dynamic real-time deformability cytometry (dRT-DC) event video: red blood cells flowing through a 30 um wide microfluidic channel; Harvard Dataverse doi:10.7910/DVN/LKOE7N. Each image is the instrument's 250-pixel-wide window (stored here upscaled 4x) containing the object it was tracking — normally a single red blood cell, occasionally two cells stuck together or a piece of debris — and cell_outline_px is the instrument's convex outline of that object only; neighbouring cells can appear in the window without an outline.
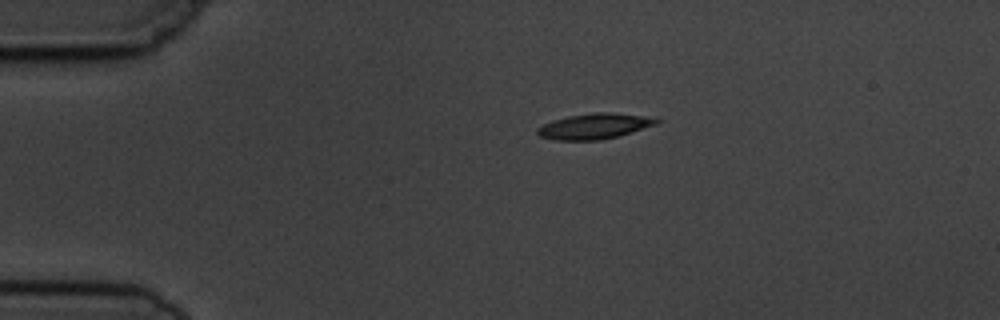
{"species": "common noctule bat (a hibernating species)", "species_latin": "Nyctalus noctula", "temperature_condition": "cold", "stored_images_in_passage": 3, "camera_frame_rate_fps": 3000, "um_per_image_px": 0.085, "animal": {"sex": "male", "body_mass_g": 19.5, "forearm_length_mm": 54.6}, "frame": {"image": 1, "passage_image": 1, "time_ms": 0.0, "image_size_px": [1000, 320], "cell_outline_px": [[660, 120], [656, 124], [620, 136], [600, 140], [556, 140], [540, 136], [536, 132], [536, 128], [552, 120], [568, 116], [592, 112], [612, 112], [644, 116]], "centroid_in_image_um": [50.49, 10.73], "position_along_channel_um": 34.5, "area_um2": 17.69}}
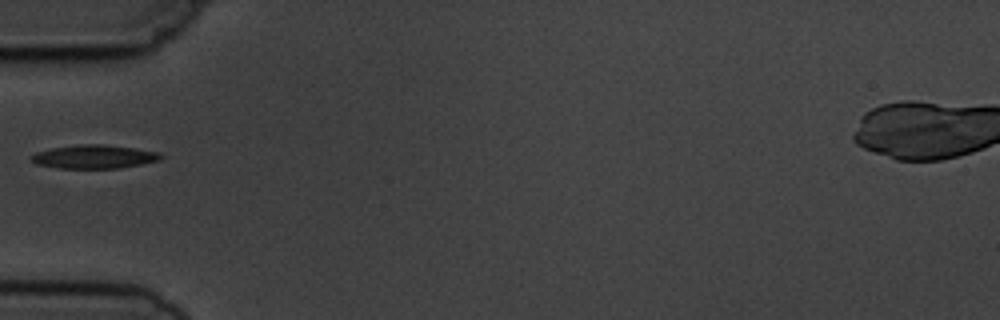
{"frame": {"image": 2, "passage_image": 3, "time_ms": 2.333, "image_size_px": [1000, 320], "cell_outline_px": [[164, 156], [160, 160], [120, 168], [60, 168], [36, 164], [32, 160], [32, 156], [36, 152], [52, 148], [80, 144], [104, 144], [136, 148], [160, 152]], "centroid_in_image_um": [8.05, 13.31], "position_along_channel_um": 76.9, "area_um2": 17.74}}